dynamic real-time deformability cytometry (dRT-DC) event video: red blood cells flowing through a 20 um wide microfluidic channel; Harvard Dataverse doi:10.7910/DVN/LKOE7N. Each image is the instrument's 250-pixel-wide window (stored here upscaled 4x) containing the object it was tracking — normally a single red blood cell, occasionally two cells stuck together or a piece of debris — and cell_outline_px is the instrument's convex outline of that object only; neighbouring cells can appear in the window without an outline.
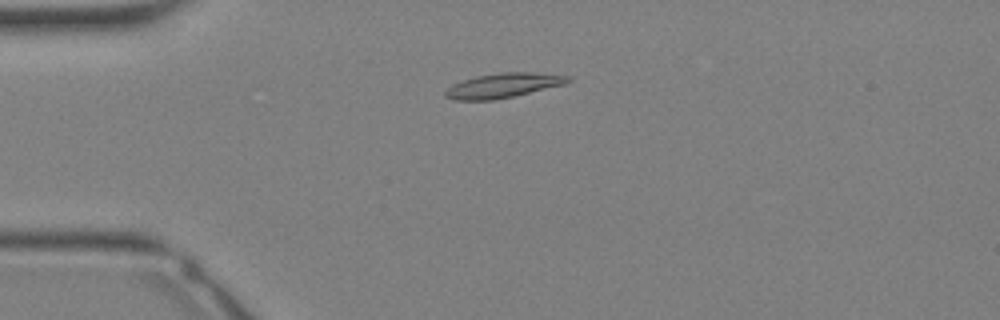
{"species": "Egyptian fruit bat (a non-hibernating species)", "species_latin": "Rousettus aegyptiacus", "temperature_condition": "warm", "stored_images_in_passage": 32, "camera_frame_rate_fps": 3000, "um_per_image_px": 0.085, "animal": {"sex": "female"}, "frame": {"image": 1, "passage_image": 6, "time_ms": 1.667, "image_size_px": [1000, 320], "cell_outline_px": [[572, 80], [564, 84], [496, 100], [452, 100], [444, 96], [444, 92], [452, 84], [476, 76], [500, 72], [532, 72], [572, 76]], "centroid_in_image_um": [42.76, 7.26], "position_along_channel_um": 42.2, "area_um2": 17.57}}
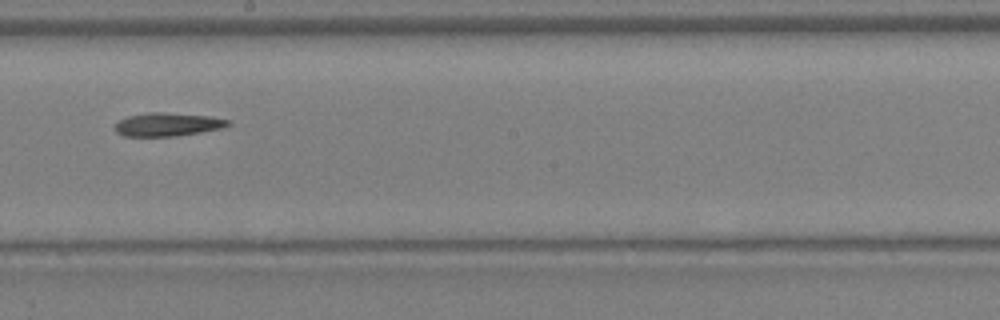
{"frame": {"image": 2, "passage_image": 17, "time_ms": 5.333, "image_size_px": [1000, 320], "cell_outline_px": [[232, 124], [224, 128], [176, 136], [124, 136], [116, 132], [116, 124], [120, 120], [128, 116], [148, 112], [164, 112], [212, 116], [228, 120]], "centroid_in_image_um": [14.29, 10.57], "position_along_channel_um": 233.9, "area_um2": 15.43}}
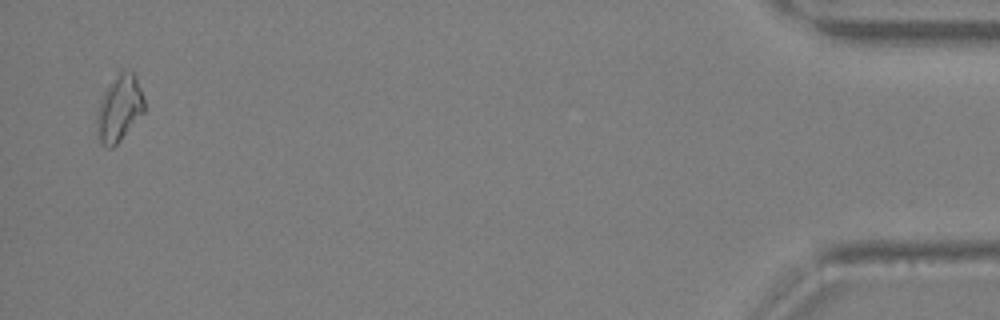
{"frame": {"image": 3, "passage_image": 31, "time_ms": 10.0, "image_size_px": [1000, 320], "cell_outline_px": [[144, 112], [120, 140], [112, 148], [108, 148], [100, 140], [96, 128], [96, 112], [100, 100], [104, 92], [120, 72], [132, 72], [136, 76], [144, 100]], "centroid_in_image_um": [10.13, 9.24], "position_along_channel_um": 425.1, "area_um2": 17.86}}